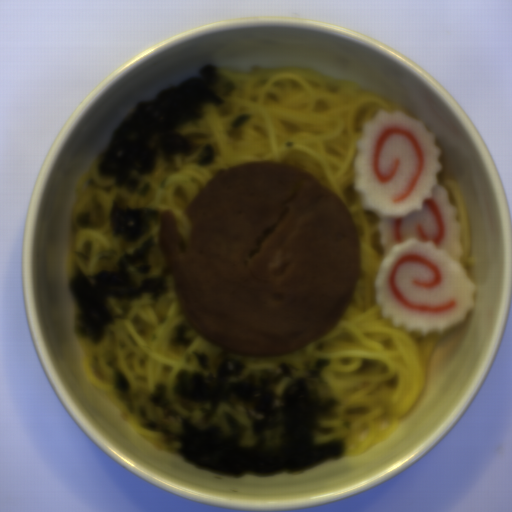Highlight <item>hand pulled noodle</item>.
<instances>
[{"instance_id":"1","label":"hand pulled noodle","mask_w":512,"mask_h":512,"mask_svg":"<svg viewBox=\"0 0 512 512\" xmlns=\"http://www.w3.org/2000/svg\"><path fill=\"white\" fill-rule=\"evenodd\" d=\"M221 82L210 90L224 97L215 107L202 104L203 120L185 123L178 130L192 145V155L174 154L169 159L159 153L155 171L130 178L139 187L152 183L142 195L116 185L115 178L103 176L93 160L80 174L70 210L72 228L65 270L72 280L74 263L86 276L102 271L118 274L123 253L141 248L152 236L155 247L148 253L149 273L128 271L136 285L143 277L158 276L168 265L158 243L161 214L171 208L180 235L188 245L191 220L184 210L219 168L234 164L282 161L300 167L328 187L347 205L358 228L361 254L359 279L354 296L340 322L325 336L305 347L278 356H246L211 343L196 330L182 304L173 274L166 276L169 294H141L139 300L109 297L104 307L114 321L98 345L77 335L84 378L121 411L119 418L133 431L151 437L156 447L177 453L181 444L163 442L166 435L147 431L140 424L151 423L138 416L143 406L147 416L164 427L183 434L181 418L166 420L150 396L158 383L168 386L165 399L176 410L192 418L193 425L207 417L211 401L186 402L173 389L179 370L200 371L194 352L206 353L215 376L220 361L235 358L246 367L237 376L251 371H281L277 362L295 366L297 378L307 377L319 359H331L320 376L321 403L337 397L335 412L340 416L318 422L321 428H335L333 434H315L313 442L343 439L347 456L366 453L392 435L400 418L411 411L425 387L434 349L448 336H421L394 327L383 318L375 301L382 254L378 247L379 219L363 211L353 189L366 120L379 110L412 112L366 89L353 80L330 77L309 67L263 68L250 64L247 73L228 67L217 68ZM249 113L241 128L231 127L237 114ZM418 119V118H417ZM212 144L217 163L197 166L204 146ZM111 200L121 208L159 209V222L150 219L149 232L137 243L121 235H111L108 212Z\"/></svg>"},{"instance_id":"2","label":"hand pulled noodle","mask_w":512,"mask_h":512,"mask_svg":"<svg viewBox=\"0 0 512 512\" xmlns=\"http://www.w3.org/2000/svg\"><path fill=\"white\" fill-rule=\"evenodd\" d=\"M438 184L446 188L451 205L456 206V220L461 224L460 242L464 249L461 262L466 268V276L475 284L476 259L472 256L473 236L466 204L460 188L454 179L442 172L437 176Z\"/></svg>"}]
</instances>
